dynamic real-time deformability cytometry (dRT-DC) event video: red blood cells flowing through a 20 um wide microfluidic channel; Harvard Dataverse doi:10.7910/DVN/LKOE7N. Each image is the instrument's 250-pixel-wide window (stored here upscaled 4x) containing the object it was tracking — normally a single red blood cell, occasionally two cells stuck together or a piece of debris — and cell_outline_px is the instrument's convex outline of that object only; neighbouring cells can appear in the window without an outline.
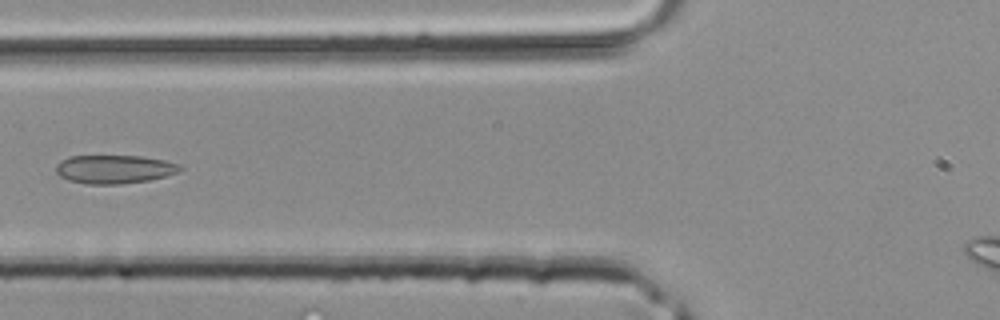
{"species": "common noctule bat (a hibernating species)", "species_latin": "Nyctalus noctula", "temperature_condition": "room temperature", "stored_images_in_passage": 21, "camera_frame_rate_fps": 3000, "um_per_image_px": 0.085, "animal": {"sex": "male", "body_mass_g": 20.4}, "frame": {"image": 1, "passage_image": 7, "time_ms": 2.0, "image_size_px": [1000, 320], "cell_outline_px": [[184, 168], [176, 172], [164, 176], [148, 180], [120, 184], [84, 184], [68, 180], [60, 176], [56, 172], [56, 164], [60, 160], [68, 156], [140, 156], [164, 160], [180, 164]], "centroid_in_image_um": [9.68, 14.38], "position_along_channel_um": 116.1, "area_um2": 20.63}}
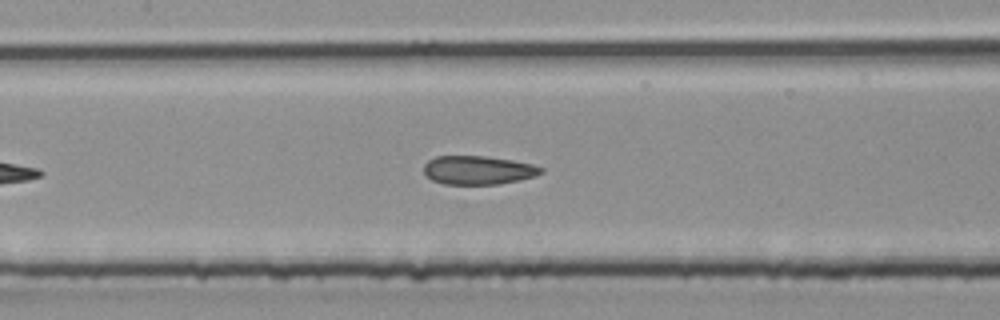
{"frame": {"image": 2, "passage_image": 10, "time_ms": 3.0, "image_size_px": [1000, 320], "cell_outline_px": [[544, 172], [536, 176], [500, 184], [444, 184], [432, 180], [424, 172], [424, 164], [428, 160], [436, 156], [484, 156], [512, 160], [532, 164], [544, 168]], "centroid_in_image_um": [40.65, 14.46], "position_along_channel_um": 166.7, "area_um2": 19.59}}